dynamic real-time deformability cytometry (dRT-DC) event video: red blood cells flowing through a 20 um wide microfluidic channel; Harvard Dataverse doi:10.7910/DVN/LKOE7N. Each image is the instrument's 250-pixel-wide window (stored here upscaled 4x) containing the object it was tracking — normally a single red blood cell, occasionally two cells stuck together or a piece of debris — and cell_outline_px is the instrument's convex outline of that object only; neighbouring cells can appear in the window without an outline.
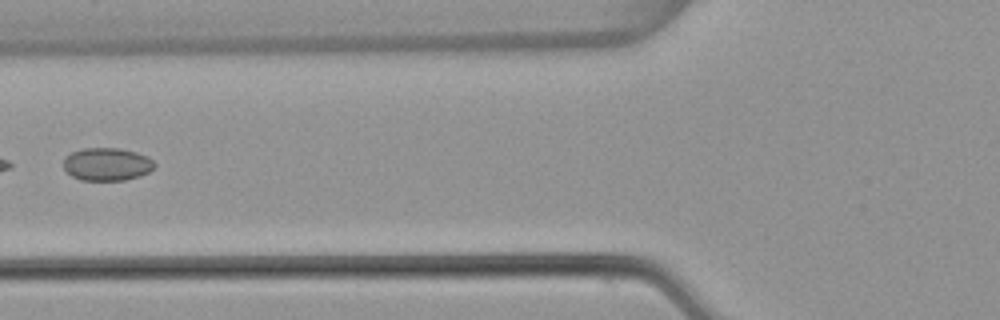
{"species": "common noctule bat (a hibernating species)", "species_latin": "Nyctalus noctula", "temperature_condition": "warm", "stored_images_in_passage": 5, "camera_frame_rate_fps": 3000, "um_per_image_px": 0.085, "animal": {"sex": "female", "body_mass_g": 22.7, "forearm_length_mm": 54.2}, "frame": {"image": 1, "passage_image": 5, "time_ms": 1.333, "image_size_px": [1000, 320], "cell_outline_px": [[156, 164], [148, 172], [140, 176], [124, 180], [80, 180], [72, 176], [64, 168], [64, 156], [80, 148], [120, 148], [136, 152], [148, 156]], "centroid_in_image_um": [9.08, 13.95], "position_along_channel_um": 116.7, "area_um2": 17.51}}